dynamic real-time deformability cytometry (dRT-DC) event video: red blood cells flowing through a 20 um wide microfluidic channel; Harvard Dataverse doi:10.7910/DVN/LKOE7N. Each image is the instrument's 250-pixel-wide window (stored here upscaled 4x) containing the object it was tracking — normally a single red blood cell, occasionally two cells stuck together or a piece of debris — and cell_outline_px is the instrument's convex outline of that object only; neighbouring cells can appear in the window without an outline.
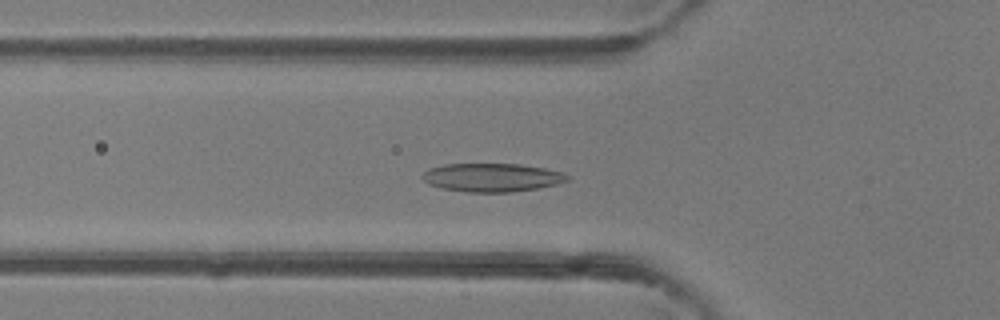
{"species": "common noctule bat (a hibernating species)", "species_latin": "Nyctalus noctula", "temperature_condition": "room temperature", "stored_images_in_passage": 46, "camera_frame_rate_fps": 3000, "um_per_image_px": 0.085, "animal": {"sex": "female"}, "frame": {"image": 1, "passage_image": 15, "time_ms": 4.667, "image_size_px": [1000, 320], "cell_outline_px": [[572, 176], [568, 180], [556, 184], [536, 188], [512, 192], [468, 192], [444, 188], [428, 184], [420, 176], [428, 168], [444, 164], [520, 164], [544, 168], [564, 172]], "centroid_in_image_um": [41.83, 15.08], "position_along_channel_um": 84.0, "area_um2": 24.04}}
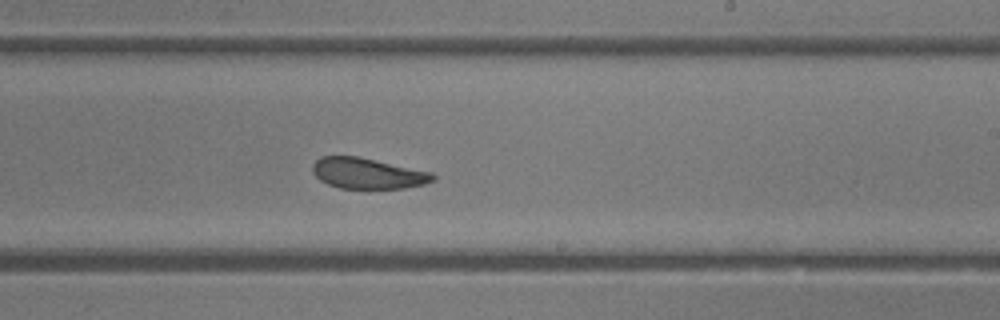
{"frame": {"image": 2, "passage_image": 27, "time_ms": 8.667, "image_size_px": [1000, 320], "cell_outline_px": [[436, 180], [424, 184], [404, 188], [340, 188], [328, 184], [320, 180], [312, 172], [312, 164], [320, 156], [356, 156], [432, 172], [436, 176]], "centroid_in_image_um": [31.25, 14.73], "position_along_channel_um": 257.8, "area_um2": 21.5}}
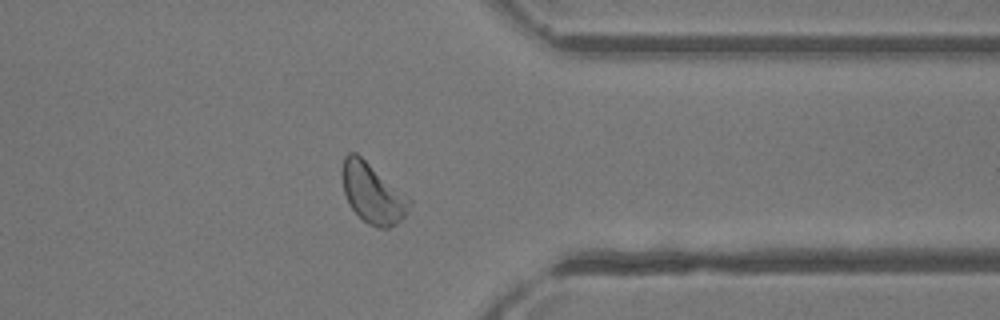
{"frame": {"image": 3, "passage_image": 36, "time_ms": 11.667, "image_size_px": [1000, 320], "cell_outline_px": [[412, 204], [404, 216], [396, 224], [388, 228], [376, 228], [368, 224], [348, 204], [344, 192], [340, 172], [340, 168], [344, 156], [348, 152], [356, 152], [404, 192], [412, 200]], "centroid_in_image_um": [31.65, 16.4], "position_along_channel_um": 379.8, "area_um2": 23.76}, "authors_computed_cell_mechanics": {"area_um2": 23.698, "velocity_mm_per_s": 4.3369, "shape_relaxation_time_tau1_ms": 4.185, "shape_relaxation_time_tau2_ms": 1.9992, "deformation_change_tau1": 0.1241, "deformation_change_tau2": 0.0831}}